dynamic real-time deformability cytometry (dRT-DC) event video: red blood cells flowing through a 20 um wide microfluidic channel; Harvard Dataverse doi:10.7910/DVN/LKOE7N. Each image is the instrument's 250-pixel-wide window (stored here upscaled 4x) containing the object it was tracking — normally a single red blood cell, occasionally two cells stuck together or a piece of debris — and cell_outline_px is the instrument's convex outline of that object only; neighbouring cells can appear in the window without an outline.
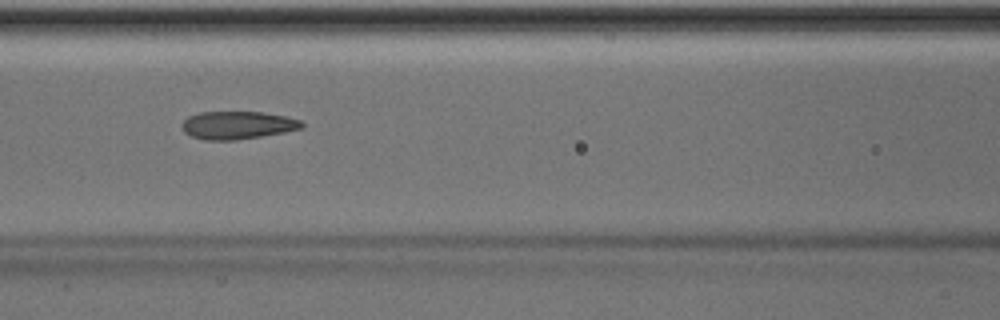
{"species": "Egyptian fruit bat (a non-hibernating species)", "species_latin": "Rousettus aegyptiacus", "temperature_condition": "room temperature", "stored_images_in_passage": 50, "camera_frame_rate_fps": 3000, "um_per_image_px": 0.085, "animal": {"sex": "male"}, "frame": {"image": 1, "passage_image": 22, "time_ms": 7.0, "image_size_px": [1000, 320], "cell_outline_px": [[304, 124], [300, 128], [284, 132], [236, 140], [204, 140], [192, 136], [184, 132], [180, 124], [188, 116], [200, 112], [260, 112], [288, 116], [300, 120]], "centroid_in_image_um": [20.15, 10.63], "position_along_channel_um": 146.4, "area_um2": 19.42}, "authors_computed_cell_mechanics": {"area_um2": 19.9699, "velocity_mm_per_s": 4.0306, "shape_relaxation_time_tau1_ms": 6.2161, "shape_relaxation_time_tau2_ms": 0.964, "deformation_change_tau1": 0.2035, "deformation_change_tau2": 0.094}}